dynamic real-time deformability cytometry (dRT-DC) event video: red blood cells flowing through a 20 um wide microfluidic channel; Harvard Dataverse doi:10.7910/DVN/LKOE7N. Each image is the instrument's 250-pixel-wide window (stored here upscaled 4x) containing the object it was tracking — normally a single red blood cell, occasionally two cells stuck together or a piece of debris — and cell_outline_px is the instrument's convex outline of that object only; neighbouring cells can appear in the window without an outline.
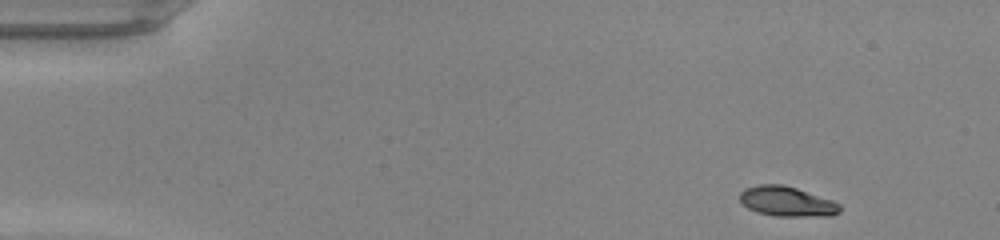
{"species": "common noctule bat (a hibernating species)", "species_latin": "Nyctalus noctula", "temperature_condition": "warm", "stored_images_in_passage": 44, "camera_frame_rate_fps": 3000, "um_per_image_px": 0.085, "animal": {"sex": "male", "body_mass_g": 20.0, "forearm_length_mm": 53.3}, "frame": {"image": 1, "passage_image": 1, "time_ms": 0.0, "image_size_px": [1000, 240], "cell_outline_px": [[840, 212], [832, 216], [776, 216], [756, 212], [748, 208], [740, 200], [740, 192], [744, 188], [760, 184], [780, 184], [796, 188], [832, 200], [840, 204]], "centroid_in_image_um": [66.89, 17.13], "position_along_channel_um": 18.1, "area_um2": 17.4}}
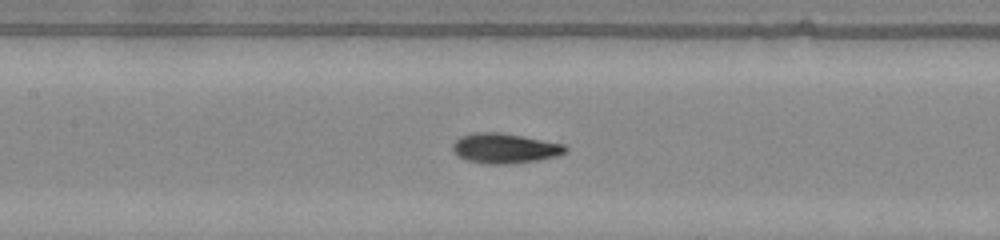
{"frame": {"image": 2, "passage_image": 19, "time_ms": 6.0, "image_size_px": [1000, 240], "cell_outline_px": [[568, 148], [564, 152], [556, 156], [540, 160], [508, 164], [484, 164], [468, 160], [456, 156], [452, 148], [452, 144], [460, 136], [476, 132], [500, 132], [564, 144]], "centroid_in_image_um": [42.87, 12.61], "position_along_channel_um": 164.5, "area_um2": 19.71}}
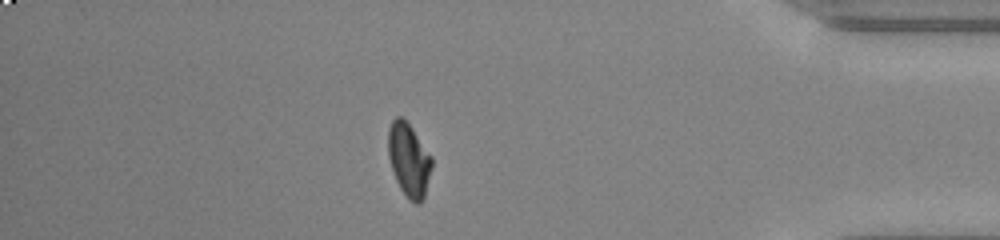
{"frame": {"image": 3, "passage_image": 38, "time_ms": 12.333, "image_size_px": [1000, 240], "cell_outline_px": [[432, 168], [424, 196], [420, 204], [416, 204], [408, 200], [400, 188], [396, 180], [388, 156], [388, 128], [392, 120], [396, 116], [400, 116], [412, 128], [432, 156]], "centroid_in_image_um": [34.75, 13.6], "position_along_channel_um": 400.4, "area_um2": 18.67}, "authors_computed_cell_mechanics": {"area_um2": 18.6116, "velocity_mm_per_s": 4.2882, "shape_relaxation_time_tau1_ms": 3.2872, "shape_relaxation_time_tau2_ms": 1.0385, "deformation_change_tau1": 0.1878, "deformation_change_tau2": 0.0563}}